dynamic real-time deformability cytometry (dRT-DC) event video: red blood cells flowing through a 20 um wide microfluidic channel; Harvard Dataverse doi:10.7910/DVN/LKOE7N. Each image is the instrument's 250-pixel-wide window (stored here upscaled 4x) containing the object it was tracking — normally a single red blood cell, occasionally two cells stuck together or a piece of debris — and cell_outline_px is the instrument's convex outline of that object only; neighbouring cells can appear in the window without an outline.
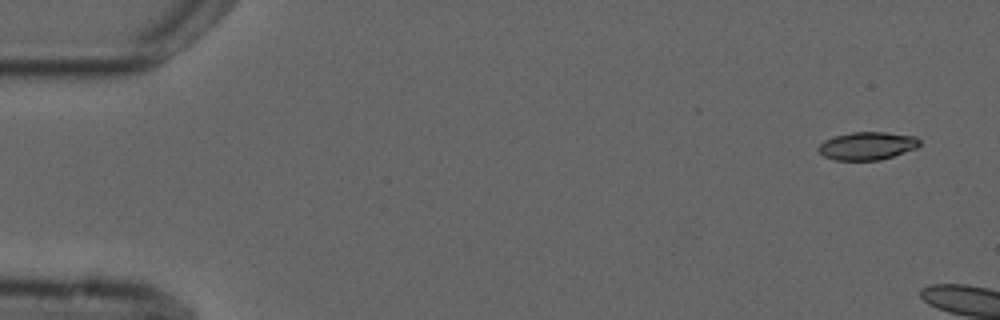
{"species": "common noctule bat (a hibernating species)", "species_latin": "Nyctalus noctula", "temperature_condition": "cold", "stored_images_in_passage": 3, "camera_frame_rate_fps": 3000, "um_per_image_px": 0.085, "animal": {"sex": "male", "forearm_length_mm": 52.5}, "frame": {"image": 1, "passage_image": 1, "time_ms": 0.0, "image_size_px": [1000, 320], "cell_outline_px": [[920, 144], [916, 148], [880, 160], [836, 160], [824, 156], [816, 148], [824, 140], [836, 136], [852, 132], [884, 132], [916, 136], [920, 140]], "centroid_in_image_um": [73.71, 12.39], "position_along_channel_um": 11.3, "area_um2": 16.36}}